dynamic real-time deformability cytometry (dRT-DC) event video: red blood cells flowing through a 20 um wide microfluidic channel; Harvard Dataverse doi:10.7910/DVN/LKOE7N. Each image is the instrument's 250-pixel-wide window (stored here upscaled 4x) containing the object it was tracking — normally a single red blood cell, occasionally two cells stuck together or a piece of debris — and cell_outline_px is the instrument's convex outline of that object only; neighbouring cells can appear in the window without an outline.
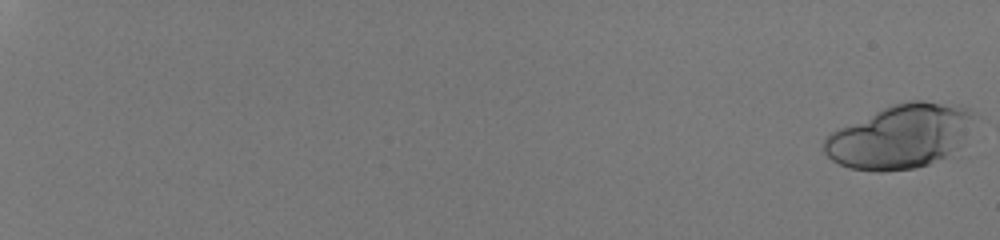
{"species": "human", "species_latin": "Homo sapiens", "temperature_condition": "room temperature", "stored_images_in_passage": 48, "camera_frame_rate_fps": 3000, "um_per_image_px": 0.085, "donor": {"sex": "male"}, "frame": {"image": 1, "passage_image": 1, "time_ms": 0.0, "image_size_px": [1000, 240], "cell_outline_px": [[976, 116], [952, 148], [944, 156], [928, 164], [912, 168], [884, 172], [876, 172], [848, 168], [832, 160], [824, 152], [824, 140], [832, 132], [840, 128], [892, 104], [908, 100], [924, 100], [968, 108], [976, 112]], "centroid_in_image_um": [76.44, 11.59], "position_along_channel_um": 8.6, "area_um2": 54.33}}
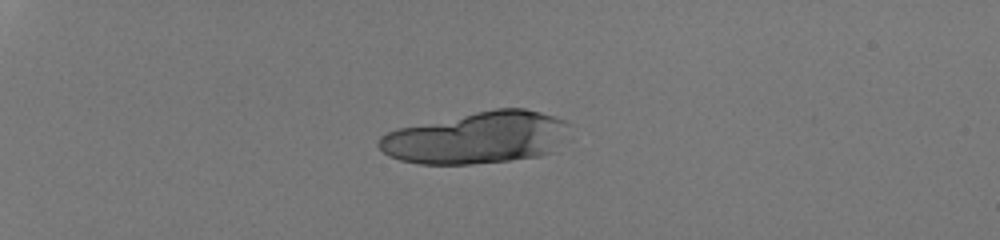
{"frame": {"image": 2, "passage_image": 18, "time_ms": 5.667, "image_size_px": [1000, 240], "cell_outline_px": [[572, 124], [556, 152], [540, 156], [508, 160], [472, 164], [420, 164], [400, 160], [388, 156], [376, 144], [380, 136], [388, 132], [400, 128], [476, 112], [496, 108], [524, 108], [556, 116]], "centroid_in_image_um": [40.59, 11.71], "position_along_channel_um": 44.4, "area_um2": 57.68}}